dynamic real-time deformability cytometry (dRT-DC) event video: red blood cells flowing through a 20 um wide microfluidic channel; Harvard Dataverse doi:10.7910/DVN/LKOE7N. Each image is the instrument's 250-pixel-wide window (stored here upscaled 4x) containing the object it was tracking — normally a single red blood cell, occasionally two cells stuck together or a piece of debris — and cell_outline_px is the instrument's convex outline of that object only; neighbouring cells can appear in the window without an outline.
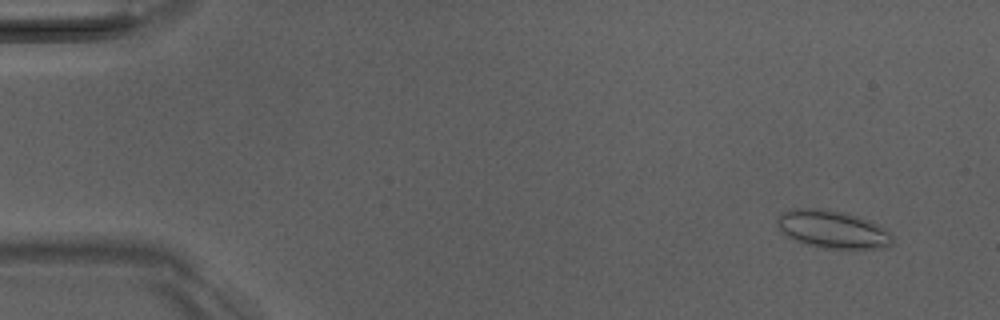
{"species": "Egyptian fruit bat (a non-hibernating species)", "species_latin": "Rousettus aegyptiacus", "temperature_condition": "room temperature", "stored_images_in_passage": 52, "segment_of_instrument_passage": [1, 2], "camera_frame_rate_fps": 3000, "um_per_image_px": 0.085, "animal": {"sex": "male"}, "frame": {"image": 1, "passage_image": 4, "time_ms": 1.0, "image_size_px": [1000, 320], "cell_outline_px": [[892, 244], [884, 248], [852, 252], [824, 248], [808, 244], [796, 240], [780, 232], [776, 224], [776, 216], [792, 208], [828, 208], [848, 212], [860, 216], [892, 232]], "centroid_in_image_um": [70.81, 19.52], "position_along_channel_um": 14.2, "area_um2": 26.59}}
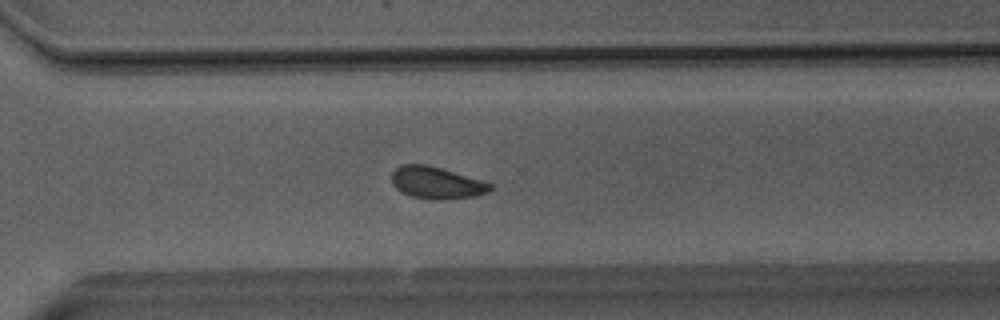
{"frame": {"image": 2, "passage_image": 37, "time_ms": 12.0, "image_size_px": [1000, 320], "cell_outline_px": [[492, 188], [488, 192], [472, 196], [436, 200], [432, 200], [412, 196], [400, 192], [392, 184], [392, 172], [400, 164], [428, 164], [480, 180], [492, 184]], "centroid_in_image_um": [37.05, 15.53], "position_along_channel_um": 333.6, "area_um2": 18.21}}
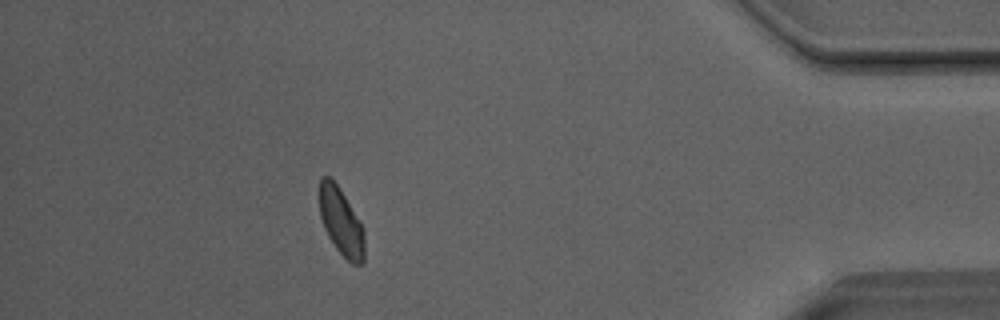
{"frame": {"image": 3, "passage_image": 46, "time_ms": 15.0, "image_size_px": [1000, 320], "cell_outline_px": [[364, 264], [352, 264], [336, 248], [328, 236], [324, 228], [320, 216], [320, 176], [328, 176], [340, 188], [364, 228]], "centroid_in_image_um": [29.01, 18.86], "position_along_channel_um": 406.2, "area_um2": 17.57}}